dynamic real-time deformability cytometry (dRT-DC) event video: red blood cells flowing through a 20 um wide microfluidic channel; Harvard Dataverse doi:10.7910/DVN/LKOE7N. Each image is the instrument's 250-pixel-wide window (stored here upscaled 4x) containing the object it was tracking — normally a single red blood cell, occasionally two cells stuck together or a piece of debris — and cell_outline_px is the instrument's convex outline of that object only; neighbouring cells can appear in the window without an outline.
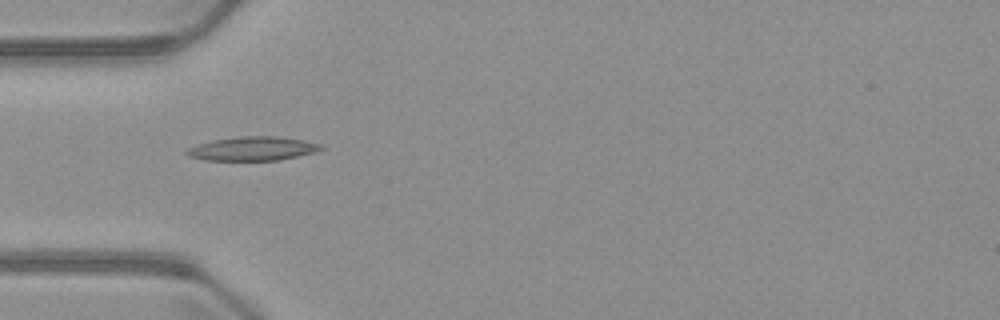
{"species": "common noctule bat (a hibernating species)", "species_latin": "Nyctalus noctula", "temperature_condition": "warm", "stored_images_in_passage": 7, "camera_frame_rate_fps": 3000, "um_per_image_px": 0.085, "animal": {"sex": "male", "body_mass_g": 23.1, "forearm_length_mm": 52.7}, "frame": {"image": 1, "passage_image": 5, "time_ms": 4.667, "image_size_px": [1000, 320], "cell_outline_px": [[324, 148], [316, 152], [276, 160], [204, 160], [188, 156], [184, 152], [188, 148], [212, 140], [240, 136], [276, 136], [304, 140], [324, 144]], "centroid_in_image_um": [21.5, 12.63], "position_along_channel_um": 63.5, "area_um2": 18.67}}
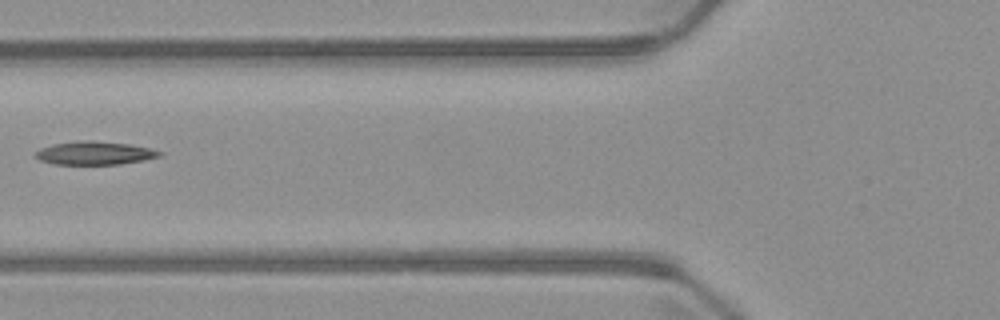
{"frame": {"image": 2, "passage_image": 6, "time_ms": 6.0, "image_size_px": [1000, 320], "cell_outline_px": [[164, 152], [160, 156], [144, 160], [120, 164], [52, 164], [40, 160], [36, 156], [36, 152], [40, 148], [52, 144], [76, 140], [92, 140], [128, 144], [148, 148]], "centroid_in_image_um": [8.03, 13.0], "position_along_channel_um": 117.8, "area_um2": 16.82}}
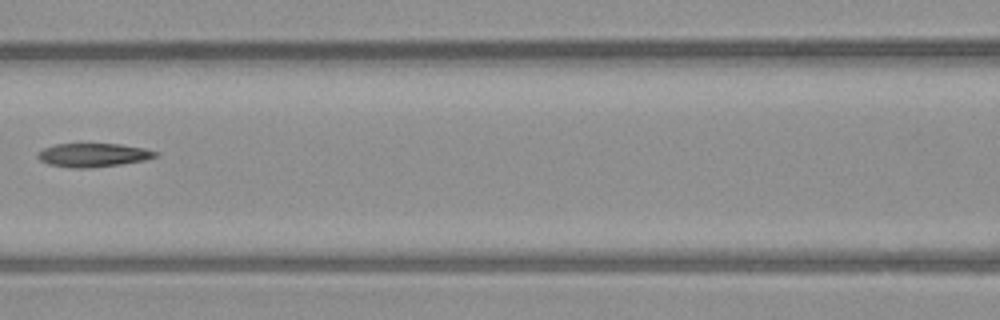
{"frame": {"image": 3, "passage_image": 7, "time_ms": 7.0, "image_size_px": [1000, 320], "cell_outline_px": [[160, 156], [144, 160], [120, 164], [88, 168], [68, 168], [48, 164], [40, 160], [36, 156], [36, 152], [44, 148], [56, 144], [120, 144], [144, 148], [160, 152]], "centroid_in_image_um": [7.92, 13.18], "position_along_channel_um": 158.7, "area_um2": 16.36}}